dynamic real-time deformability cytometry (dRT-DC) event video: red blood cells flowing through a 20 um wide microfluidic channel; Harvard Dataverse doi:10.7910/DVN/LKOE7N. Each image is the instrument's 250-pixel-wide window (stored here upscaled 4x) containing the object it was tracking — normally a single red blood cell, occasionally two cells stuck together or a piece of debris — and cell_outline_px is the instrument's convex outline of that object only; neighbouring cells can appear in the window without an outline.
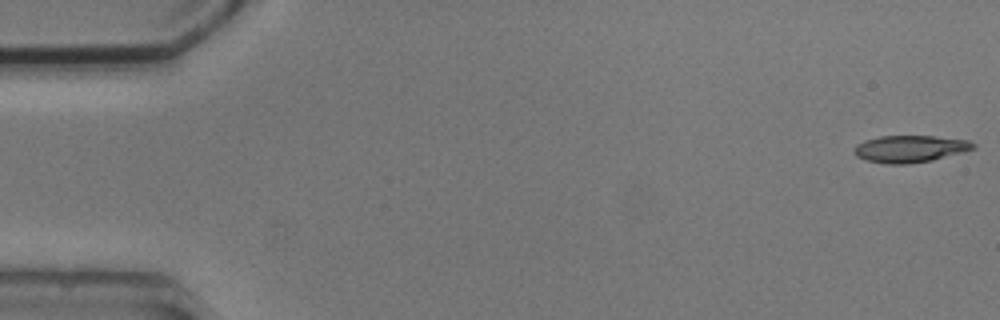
{"species": "common noctule bat (a hibernating species)", "species_latin": "Nyctalus noctula", "temperature_condition": "cold", "stored_images_in_passage": 4, "camera_frame_rate_fps": 3000, "um_per_image_px": 0.085, "animal": {"sex": "male", "body_mass_g": 20.5, "forearm_length_mm": 52.5}, "frame": {"image": 1, "passage_image": 1, "time_ms": 0.0, "image_size_px": [1000, 320], "cell_outline_px": [[976, 148], [932, 160], [908, 164], [888, 164], [864, 160], [856, 156], [856, 144], [864, 140], [880, 136], [936, 136], [968, 140], [976, 144]], "centroid_in_image_um": [77.35, 12.65], "position_along_channel_um": 7.6, "area_um2": 18.67}}
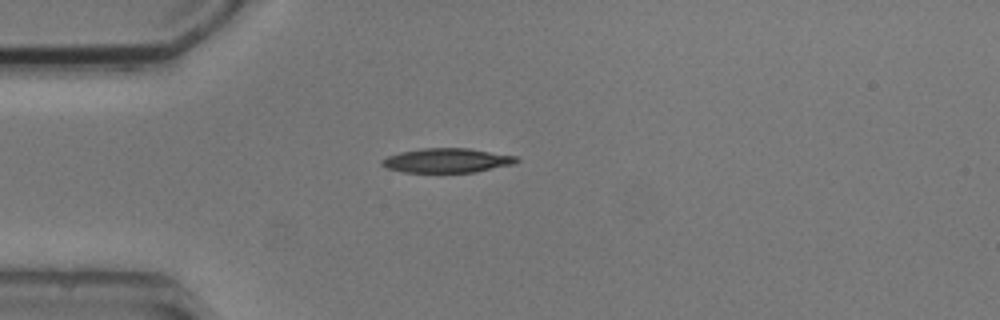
{"frame": {"image": 2, "passage_image": 4, "time_ms": 4.333, "image_size_px": [1000, 320], "cell_outline_px": [[520, 160], [516, 164], [476, 172], [404, 172], [384, 168], [380, 164], [380, 160], [388, 156], [400, 152], [424, 148], [468, 148], [520, 156]], "centroid_in_image_um": [38.04, 13.64], "position_along_channel_um": 47.0, "area_um2": 19.42}}